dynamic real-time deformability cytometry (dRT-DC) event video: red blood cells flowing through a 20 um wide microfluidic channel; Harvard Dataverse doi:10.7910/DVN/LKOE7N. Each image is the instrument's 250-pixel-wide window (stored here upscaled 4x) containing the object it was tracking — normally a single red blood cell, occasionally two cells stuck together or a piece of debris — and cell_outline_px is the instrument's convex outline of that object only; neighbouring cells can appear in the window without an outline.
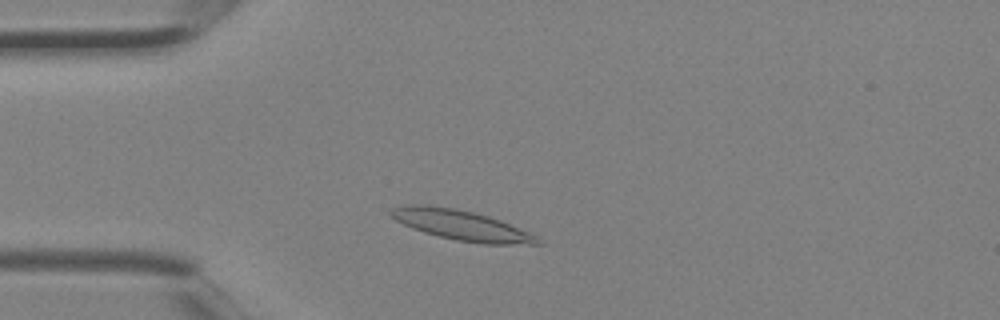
{"species": "Egyptian fruit bat (a non-hibernating species)", "species_latin": "Rousettus aegyptiacus", "temperature_condition": "room temperature", "stored_images_in_passage": 2, "camera_frame_rate_fps": 3000, "um_per_image_px": 0.085, "animal": {"sex": "female"}, "frame": {"image": 1, "passage_image": 2, "time_ms": 0.333, "image_size_px": [1000, 320], "cell_outline_px": [[544, 244], [480, 244], [456, 240], [424, 232], [412, 228], [396, 220], [388, 212], [392, 208], [408, 204], [428, 204], [456, 208], [488, 216], [500, 220], [528, 232], [536, 236]], "centroid_in_image_um": [39.2, 19.13], "position_along_channel_um": 45.8, "area_um2": 25.61}}